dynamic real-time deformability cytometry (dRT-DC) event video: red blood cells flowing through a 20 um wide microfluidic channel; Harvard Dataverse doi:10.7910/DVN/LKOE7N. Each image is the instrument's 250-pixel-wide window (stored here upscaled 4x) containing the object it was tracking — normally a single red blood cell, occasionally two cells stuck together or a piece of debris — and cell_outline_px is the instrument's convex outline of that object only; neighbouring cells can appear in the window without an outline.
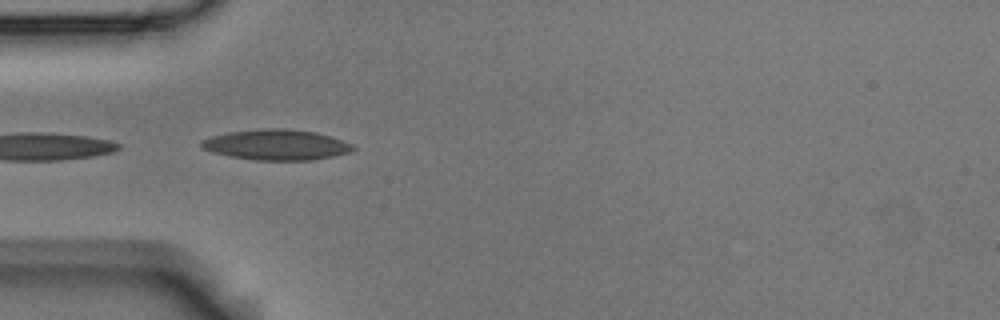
{"species": "Egyptian fruit bat (a non-hibernating species)", "species_latin": "Rousettus aegyptiacus", "temperature_condition": "room temperature", "stored_images_in_passage": 12, "camera_frame_rate_fps": 3000, "um_per_image_px": 0.085, "animal": {"sex": "male"}, "frame": {"image": 1, "passage_image": 2, "time_ms": 0.333, "image_size_px": [1000, 320], "cell_outline_px": [[356, 148], [352, 152], [312, 160], [256, 160], [232, 156], [212, 152], [200, 148], [200, 144], [204, 140], [212, 136], [232, 132], [264, 128], [284, 128], [316, 132], [352, 144]], "centroid_in_image_um": [23.51, 12.31], "position_along_channel_um": 61.5, "area_um2": 26.65}}
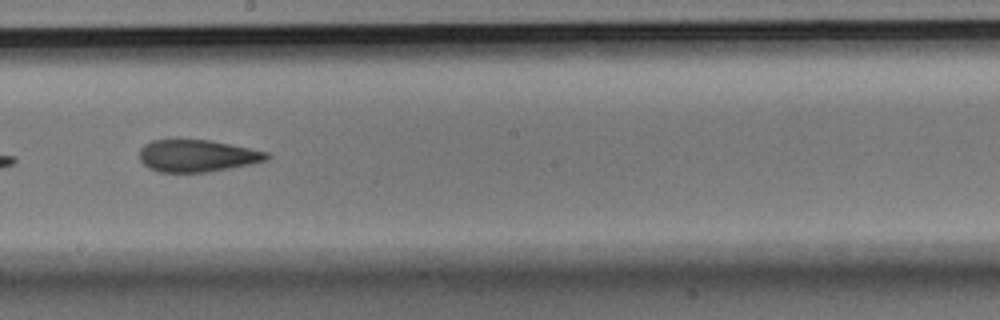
{"frame": {"image": 2, "passage_image": 6, "time_ms": 1.667, "image_size_px": [1000, 320], "cell_outline_px": [[272, 156], [264, 160], [252, 164], [208, 172], [160, 172], [148, 168], [140, 160], [140, 148], [144, 144], [152, 140], [176, 136], [212, 140], [268, 152]], "centroid_in_image_um": [16.71, 13.19], "position_along_channel_um": 231.5, "area_um2": 24.68}}
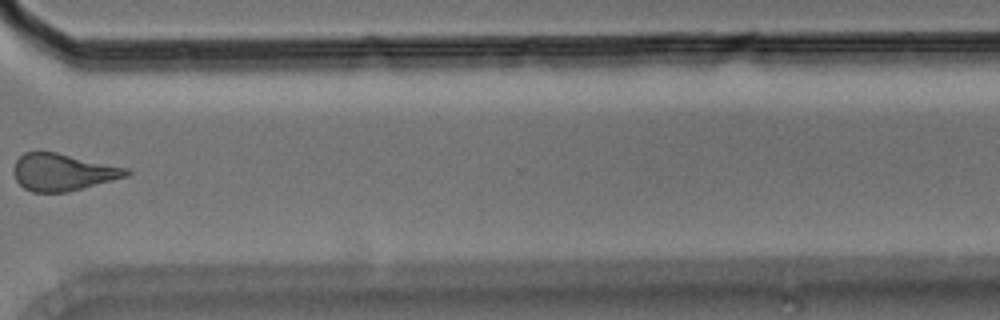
{"frame": {"image": 3, "passage_image": 9, "time_ms": 2.667, "image_size_px": [1000, 320], "cell_outline_px": [[132, 172], [128, 176], [68, 192], [32, 192], [24, 188], [16, 180], [12, 168], [16, 160], [24, 152], [56, 152], [128, 168]], "centroid_in_image_um": [5.33, 14.63], "position_along_channel_um": 365.3, "area_um2": 24.33}}